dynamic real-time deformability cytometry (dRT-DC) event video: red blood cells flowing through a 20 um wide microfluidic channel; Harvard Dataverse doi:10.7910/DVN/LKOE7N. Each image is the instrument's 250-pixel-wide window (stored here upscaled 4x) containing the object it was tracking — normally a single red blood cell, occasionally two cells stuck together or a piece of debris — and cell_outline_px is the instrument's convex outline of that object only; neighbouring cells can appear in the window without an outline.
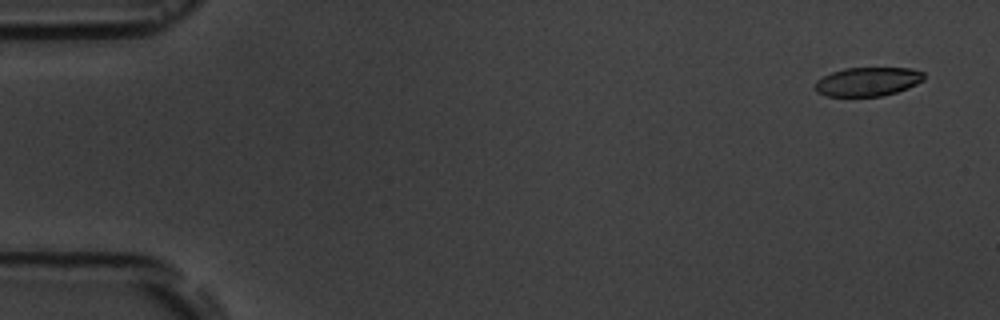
{"species": "common noctule bat (a hibernating species)", "species_latin": "Nyctalus noctula", "temperature_condition": "room temperature", "stored_images_in_passage": 5, "camera_frame_rate_fps": 3000, "um_per_image_px": 0.085, "animal": {"sex": "male", "body_mass_g": 19.5, "forearm_length_mm": 54.6}, "frame": {"image": 1, "passage_image": 1, "time_ms": 0.0, "image_size_px": [1000, 320], "cell_outline_px": [[924, 80], [908, 88], [896, 92], [880, 96], [828, 96], [816, 92], [816, 80], [832, 72], [844, 68], [908, 68], [924, 72]], "centroid_in_image_um": [73.76, 6.93], "position_along_channel_um": 11.2, "area_um2": 18.21}}
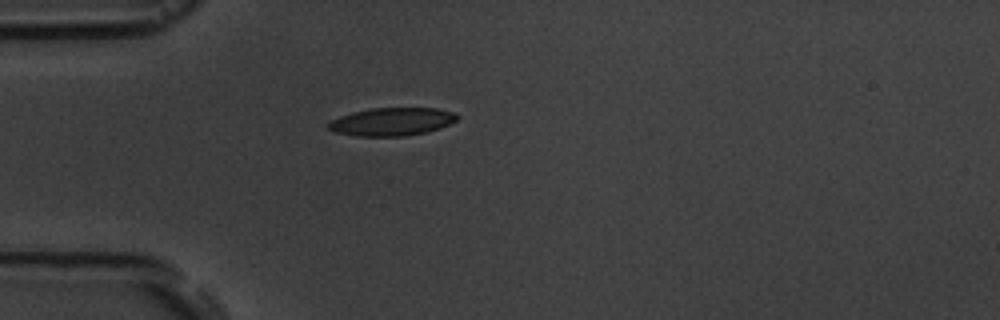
{"frame": {"image": 2, "passage_image": 5, "time_ms": 4.333, "image_size_px": [1000, 320], "cell_outline_px": [[460, 116], [456, 120], [440, 128], [424, 132], [404, 136], [356, 136], [332, 132], [328, 128], [328, 124], [332, 120], [340, 116], [352, 112], [372, 108], [436, 108], [452, 112]], "centroid_in_image_um": [33.28, 10.34], "position_along_channel_um": 51.7, "area_um2": 20.92}}